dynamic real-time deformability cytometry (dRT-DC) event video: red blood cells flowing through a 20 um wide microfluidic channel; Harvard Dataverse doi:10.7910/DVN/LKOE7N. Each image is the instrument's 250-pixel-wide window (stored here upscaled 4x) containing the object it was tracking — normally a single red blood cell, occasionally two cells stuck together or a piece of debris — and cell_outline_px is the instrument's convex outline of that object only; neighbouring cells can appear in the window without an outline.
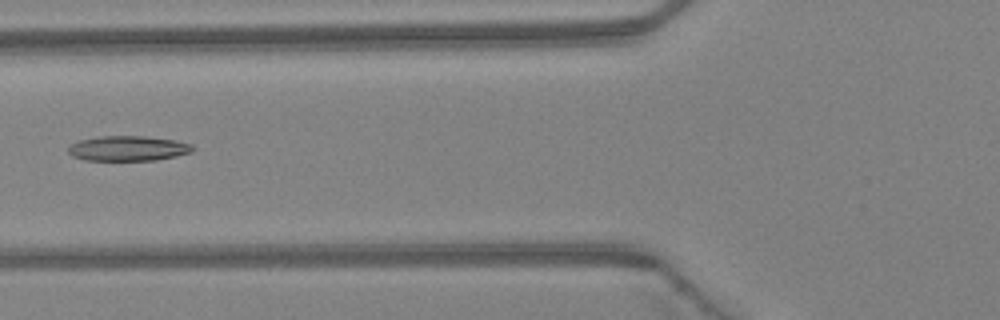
{"species": "Egyptian fruit bat (a non-hibernating species)", "species_latin": "Rousettus aegyptiacus", "temperature_condition": "warm", "stored_images_in_passage": 4, "camera_frame_rate_fps": 3000, "um_per_image_px": 0.085, "animal": {"sex": "female"}, "frame": {"image": 1, "passage_image": 4, "time_ms": 1.0, "image_size_px": [1000, 320], "cell_outline_px": [[196, 148], [192, 152], [176, 156], [156, 160], [84, 160], [72, 156], [68, 152], [68, 148], [72, 144], [80, 140], [100, 136], [144, 136], [176, 140], [192, 144]], "centroid_in_image_um": [10.92, 12.61], "position_along_channel_um": 114.9, "area_um2": 18.21}}